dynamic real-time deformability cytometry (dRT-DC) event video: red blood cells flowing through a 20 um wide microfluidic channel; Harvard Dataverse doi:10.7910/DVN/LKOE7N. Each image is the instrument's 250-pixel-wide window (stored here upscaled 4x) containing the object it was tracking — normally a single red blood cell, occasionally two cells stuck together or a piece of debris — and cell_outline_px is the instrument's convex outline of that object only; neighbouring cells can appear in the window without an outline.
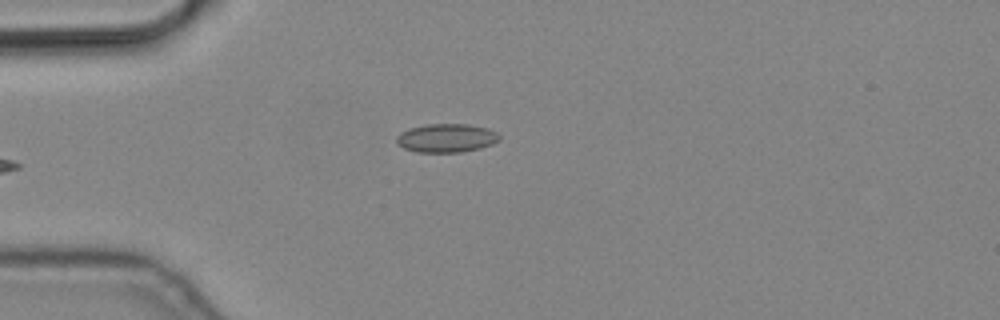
{"species": "common noctule bat (a hibernating species)", "species_latin": "Nyctalus noctula", "temperature_condition": "cold", "stored_images_in_passage": 6, "camera_frame_rate_fps": 3000, "um_per_image_px": 0.085, "animal": {"sex": "male", "body_mass_g": 19.2, "forearm_length_mm": 51.8}, "frame": {"image": 1, "passage_image": 6, "time_ms": 1.667, "image_size_px": [1000, 320], "cell_outline_px": [[500, 140], [492, 144], [480, 148], [460, 152], [416, 152], [404, 148], [396, 144], [396, 136], [400, 132], [408, 128], [428, 124], [468, 124], [488, 128], [496, 132], [500, 136]], "centroid_in_image_um": [37.92, 11.73], "position_along_channel_um": 47.1, "area_um2": 17.28}}